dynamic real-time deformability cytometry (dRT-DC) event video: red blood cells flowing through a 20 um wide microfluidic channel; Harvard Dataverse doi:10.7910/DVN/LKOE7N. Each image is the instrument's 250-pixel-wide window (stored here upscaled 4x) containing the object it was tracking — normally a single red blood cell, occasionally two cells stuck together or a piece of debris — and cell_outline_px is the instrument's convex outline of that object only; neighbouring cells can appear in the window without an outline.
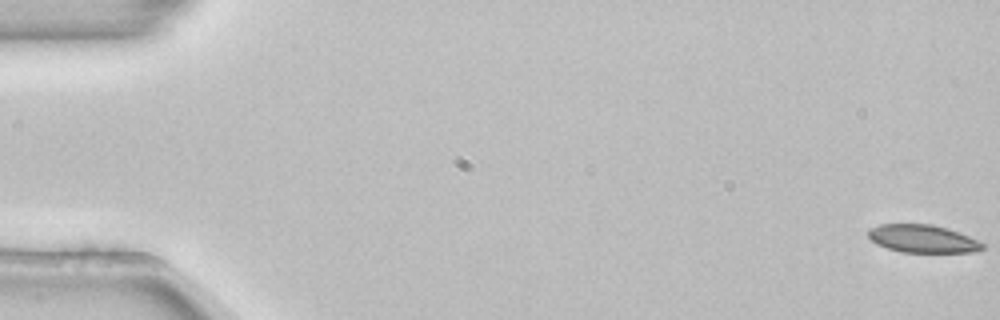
{"species": "common noctule bat (a hibernating species)", "species_latin": "Nyctalus noctula", "temperature_condition": "room temperature", "stored_images_in_passage": 54, "camera_frame_rate_fps": 3000, "um_per_image_px": 0.085, "animal": {"sex": "female", "body_mass_g": 22.7, "forearm_length_mm": 54.2}, "frame": {"image": 1, "passage_image": 1, "time_ms": 0.0, "image_size_px": [1000, 320], "cell_outline_px": [[984, 248], [976, 252], [900, 252], [876, 244], [868, 236], [868, 232], [872, 228], [880, 224], [932, 224], [948, 228], [968, 236], [984, 244]], "centroid_in_image_um": [78.43, 20.29], "position_along_channel_um": 6.6, "area_um2": 18.44}}
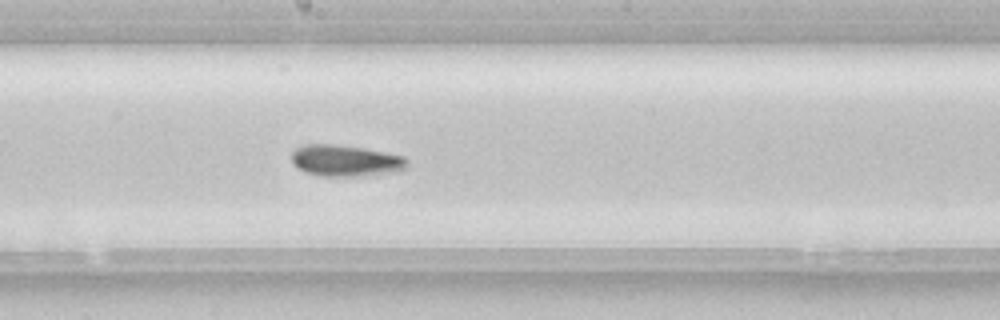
{"frame": {"image": 2, "passage_image": 30, "time_ms": 9.667, "image_size_px": [1000, 320], "cell_outline_px": [[408, 168], [388, 172], [356, 176], [324, 176], [304, 172], [296, 168], [292, 164], [292, 152], [296, 148], [304, 144], [332, 144], [360, 148], [404, 156], [408, 160]], "centroid_in_image_um": [29.31, 13.65], "position_along_channel_um": 218.9, "area_um2": 20.92}}
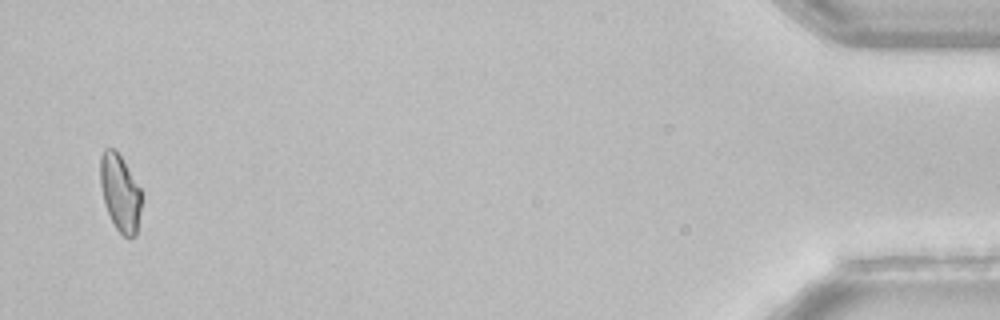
{"frame": {"image": 3, "passage_image": 53, "time_ms": 17.333, "image_size_px": [1000, 320], "cell_outline_px": [[140, 212], [136, 236], [124, 236], [116, 228], [104, 204], [100, 184], [100, 156], [104, 148], [116, 148], [140, 188]], "centroid_in_image_um": [10.18, 16.34], "position_along_channel_um": 425.0, "area_um2": 18.32}, "authors_computed_cell_mechanics": {"area_um2": 19.652, "velocity_mm_per_s": 3.8473, "shape_relaxation_time_tau1_ms": 5.9287, "shape_relaxation_time_tau2_ms": null, "deformation_change_tau1": 0.1057, "deformation_change_tau2": null}}